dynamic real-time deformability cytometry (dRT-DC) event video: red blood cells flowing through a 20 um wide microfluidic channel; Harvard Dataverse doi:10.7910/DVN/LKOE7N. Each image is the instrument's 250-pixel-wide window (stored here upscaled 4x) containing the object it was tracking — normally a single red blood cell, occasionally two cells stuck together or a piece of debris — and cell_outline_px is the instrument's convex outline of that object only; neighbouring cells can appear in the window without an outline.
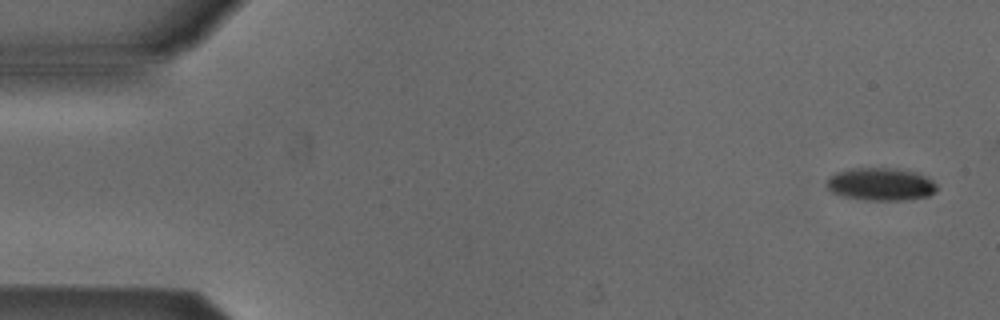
{"species": "Egyptian fruit bat (a non-hibernating species)", "species_latin": "Rousettus aegyptiacus", "temperature_condition": "cold", "stored_images_in_passage": 6, "camera_frame_rate_fps": 3000, "um_per_image_px": 0.085, "animal": {"sex": "male"}, "frame": {"image": 1, "passage_image": 1, "time_ms": 0.0, "image_size_px": [1000, 320], "cell_outline_px": [[936, 192], [928, 196], [908, 200], [864, 200], [840, 196], [832, 192], [824, 184], [836, 172], [852, 168], [896, 168], [916, 172], [932, 180], [936, 184]], "centroid_in_image_um": [74.86, 15.66], "position_along_channel_um": 10.1, "area_um2": 21.15}}
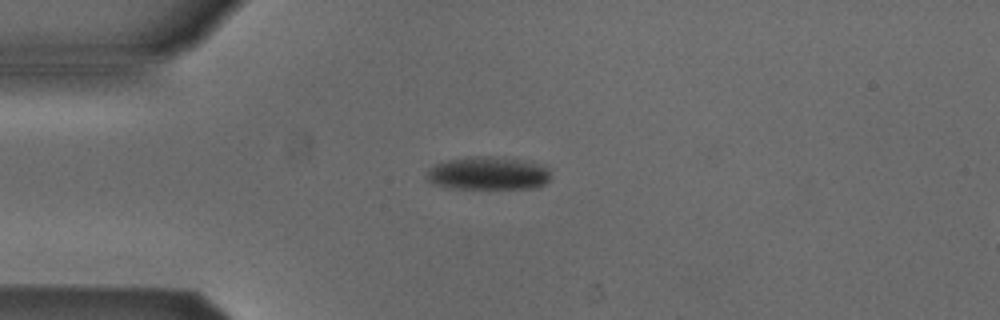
{"frame": {"image": 2, "passage_image": 4, "time_ms": 1.0, "image_size_px": [1000, 320], "cell_outline_px": [[548, 180], [544, 184], [536, 188], [452, 188], [432, 184], [424, 176], [428, 168], [436, 164], [448, 160], [472, 156], [488, 156], [532, 160], [544, 164], [548, 168]], "centroid_in_image_um": [41.49, 14.72], "position_along_channel_um": 43.5, "area_um2": 24.28}}
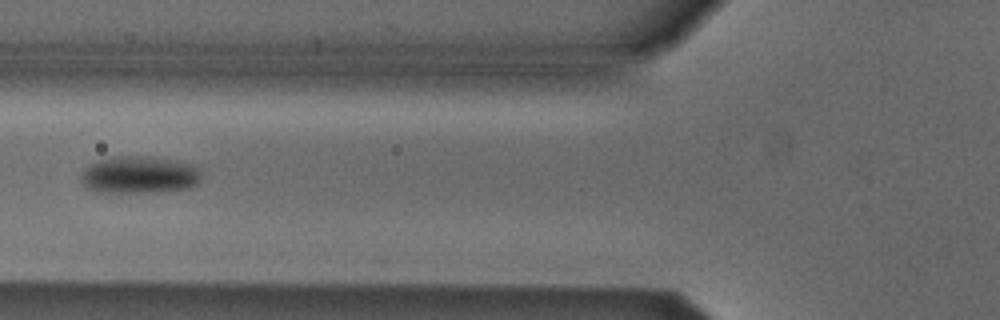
{"frame": {"image": 3, "passage_image": 6, "time_ms": 1.667, "image_size_px": [1000, 320], "cell_outline_px": [[200, 180], [196, 184], [188, 188], [156, 192], [100, 192], [88, 188], [84, 184], [80, 176], [84, 168], [88, 164], [112, 156], [152, 156], [180, 160], [196, 164], [200, 172]], "centroid_in_image_um": [11.88, 14.83], "position_along_channel_um": 113.9, "area_um2": 26.53}}